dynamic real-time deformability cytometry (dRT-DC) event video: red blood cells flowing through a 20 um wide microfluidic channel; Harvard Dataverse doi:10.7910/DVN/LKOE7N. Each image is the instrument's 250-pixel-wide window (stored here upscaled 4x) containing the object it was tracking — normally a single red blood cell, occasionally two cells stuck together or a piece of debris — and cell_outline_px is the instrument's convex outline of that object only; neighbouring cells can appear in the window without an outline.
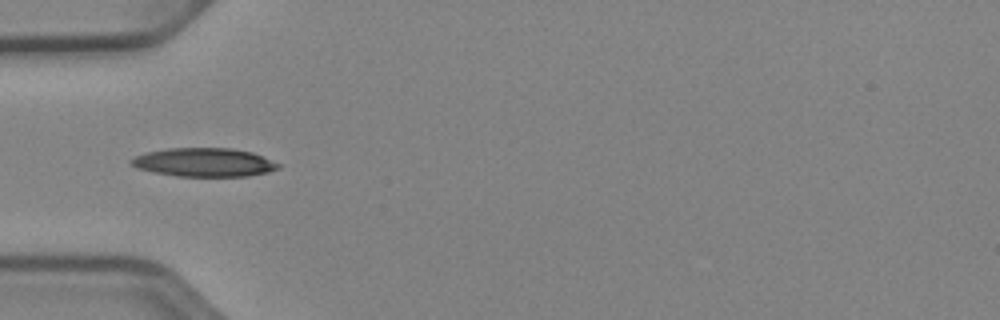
{"species": "Egyptian fruit bat (a non-hibernating species)", "species_latin": "Rousettus aegyptiacus", "temperature_condition": "cold", "stored_images_in_passage": 36, "camera_frame_rate_fps": 3000, "um_per_image_px": 0.085, "animal": {"sex": "female"}, "frame": {"image": 1, "passage_image": 1, "time_ms": 0.0, "image_size_px": [1000, 320], "cell_outline_px": [[280, 168], [268, 172], [248, 176], [176, 176], [136, 168], [128, 164], [128, 160], [144, 152], [168, 148], [232, 148], [252, 152], [280, 164]], "centroid_in_image_um": [17.31, 13.79], "position_along_channel_um": 67.7, "area_um2": 24.62}}
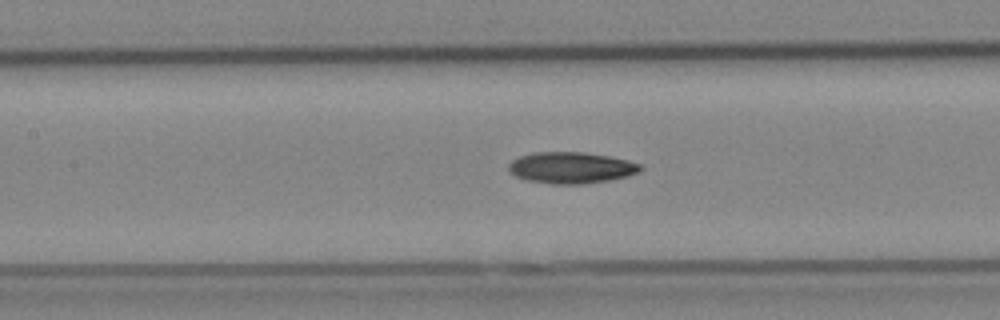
{"frame": {"image": 2, "passage_image": 8, "time_ms": 2.333, "image_size_px": [1000, 320], "cell_outline_px": [[644, 168], [640, 172], [628, 176], [608, 180], [584, 184], [552, 184], [524, 180], [508, 172], [508, 164], [512, 160], [520, 156], [532, 152], [584, 152], [608, 156], [628, 160], [640, 164]], "centroid_in_image_um": [48.53, 14.26], "position_along_channel_um": 158.9, "area_um2": 24.33}}
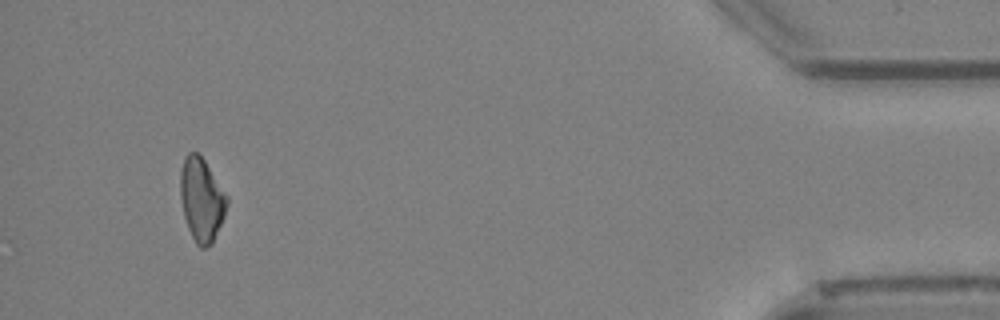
{"frame": {"image": 3, "passage_image": 33, "time_ms": 10.667, "image_size_px": [1000, 320], "cell_outline_px": [[228, 204], [224, 216], [212, 244], [204, 248], [200, 248], [196, 244], [188, 228], [184, 216], [180, 196], [180, 172], [184, 156], [188, 152], [196, 152], [204, 160], [228, 196]], "centroid_in_image_um": [17.13, 16.97], "position_along_channel_um": 418.1, "area_um2": 22.66}, "authors_computed_cell_mechanics": {"area_um2": 22.9466, "velocity_mm_per_s": 3.9394, "shape_relaxation_time_tau1_ms": 7.0793, "shape_relaxation_time_tau2_ms": null, "deformation_change_tau1": 0.158, "deformation_change_tau2": null}}